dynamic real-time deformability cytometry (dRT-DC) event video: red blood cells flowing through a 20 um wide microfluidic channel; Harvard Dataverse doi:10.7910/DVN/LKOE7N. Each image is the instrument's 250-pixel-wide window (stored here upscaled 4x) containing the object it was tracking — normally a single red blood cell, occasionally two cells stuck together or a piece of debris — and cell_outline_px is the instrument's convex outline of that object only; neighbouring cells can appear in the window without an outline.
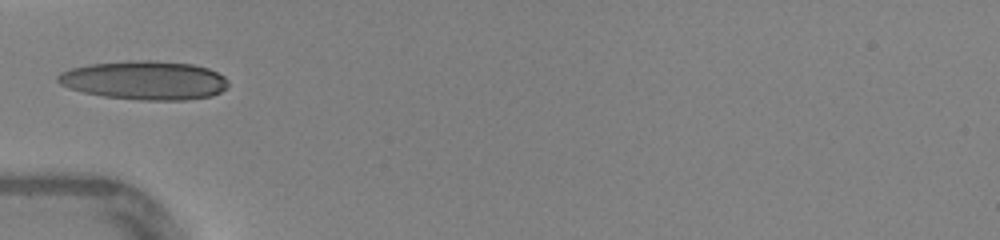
{"species": "human", "species_latin": "Homo sapiens", "temperature_condition": "warm", "stored_images_in_passage": 31, "camera_frame_rate_fps": 3000, "um_per_image_px": 0.085, "donor": {"sex": "female"}, "frame": {"image": 1, "passage_image": 1, "time_ms": 0.0, "image_size_px": [1000, 240], "cell_outline_px": [[228, 88], [212, 96], [184, 100], [140, 100], [104, 96], [84, 92], [68, 88], [60, 84], [56, 80], [56, 76], [60, 72], [72, 68], [88, 64], [132, 60], [156, 60], [192, 64], [208, 68], [224, 76], [228, 80]], "centroid_in_image_um": [12.3, 6.82], "position_along_channel_um": 72.7, "area_um2": 38.78}}
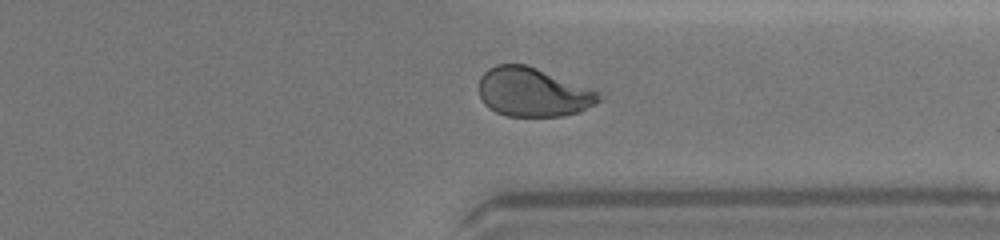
{"frame": {"image": 2, "passage_image": 21, "time_ms": 6.667, "image_size_px": [1000, 240], "cell_outline_px": [[604, 96], [600, 100], [580, 112], [564, 116], [508, 116], [496, 112], [488, 108], [484, 104], [480, 96], [480, 76], [488, 68], [496, 64], [524, 64], [596, 88]], "centroid_in_image_um": [45.36, 7.83], "position_along_channel_um": 366.0, "area_um2": 34.68}}
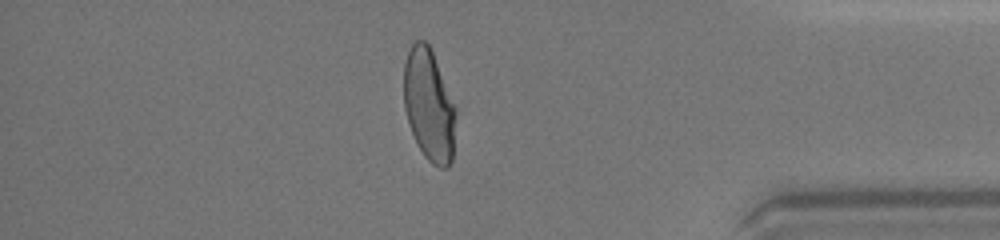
{"frame": {"image": 3, "passage_image": 25, "time_ms": 8.0, "image_size_px": [1000, 240], "cell_outline_px": [[456, 116], [452, 160], [448, 168], [440, 168], [432, 164], [424, 156], [412, 132], [404, 108], [404, 64], [408, 52], [412, 44], [416, 40], [424, 40], [428, 44], [432, 52], [456, 112]], "centroid_in_image_um": [36.45, 8.97], "position_along_channel_um": 398.7, "area_um2": 33.29}, "authors_computed_cell_mechanics": {"area_um2": 34.969, "velocity_mm_per_s": 4.3857, "shape_relaxation_time_tau1_ms": 5.1184, "shape_relaxation_time_tau2_ms": 0.6163, "deformation_change_tau1": 0.214, "deformation_change_tau2": 0.0492}}